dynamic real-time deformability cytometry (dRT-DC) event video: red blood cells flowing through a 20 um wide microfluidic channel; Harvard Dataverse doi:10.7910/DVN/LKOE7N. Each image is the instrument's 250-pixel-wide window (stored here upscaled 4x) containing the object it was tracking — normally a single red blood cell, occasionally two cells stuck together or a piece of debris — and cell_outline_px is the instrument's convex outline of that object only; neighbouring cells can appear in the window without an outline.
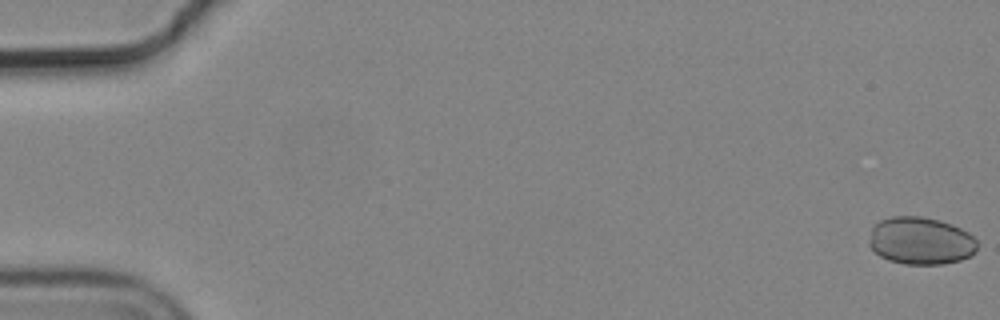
{"species": "common noctule bat (a hibernating species)", "species_latin": "Nyctalus noctula", "temperature_condition": "cold", "stored_images_in_passage": 6, "camera_frame_rate_fps": 3000, "um_per_image_px": 0.085, "animal": {"sex": "male", "body_mass_g": 19.2, "forearm_length_mm": 51.8}, "frame": {"image": 1, "passage_image": 1, "time_ms": 0.0, "image_size_px": [1000, 320], "cell_outline_px": [[976, 248], [972, 256], [960, 260], [944, 264], [904, 264], [888, 260], [880, 256], [868, 244], [868, 240], [872, 228], [880, 220], [892, 216], [920, 216], [940, 220], [952, 224], [968, 232], [976, 240]], "centroid_in_image_um": [78.25, 20.47], "position_along_channel_um": 6.8, "area_um2": 30.06}}